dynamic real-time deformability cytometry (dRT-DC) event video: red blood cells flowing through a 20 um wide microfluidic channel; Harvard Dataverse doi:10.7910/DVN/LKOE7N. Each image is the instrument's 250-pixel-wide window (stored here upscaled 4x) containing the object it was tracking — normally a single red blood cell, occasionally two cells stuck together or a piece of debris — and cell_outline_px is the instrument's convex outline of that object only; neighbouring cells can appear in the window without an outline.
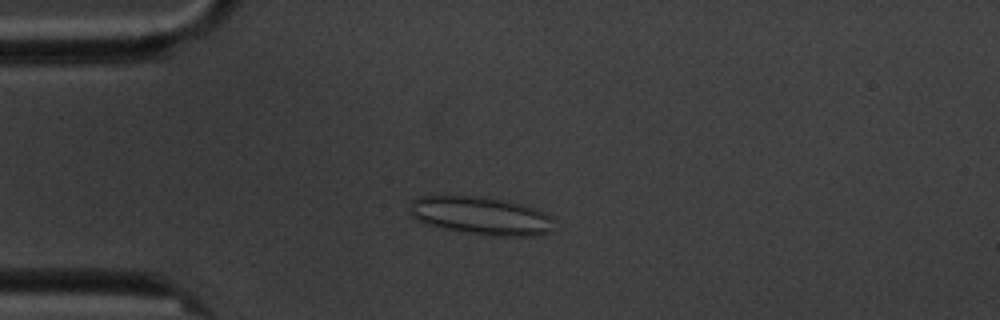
{"species": "common noctule bat (a hibernating species)", "species_latin": "Nyctalus noctula", "temperature_condition": "cold", "stored_images_in_passage": 10, "camera_frame_rate_fps": 3000, "um_per_image_px": 0.085, "animal": {"sex": "male", "body_mass_g": 20.1, "forearm_length_mm": 53.5}, "frame": {"image": 1, "passage_image": 4, "time_ms": 3.667, "image_size_px": [1000, 320], "cell_outline_px": [[552, 232], [540, 236], [500, 236], [468, 232], [444, 228], [424, 224], [416, 220], [412, 216], [408, 208], [408, 204], [412, 200], [420, 196], [488, 196], [520, 204], [544, 212], [552, 216]], "centroid_in_image_um": [40.87, 18.33], "position_along_channel_um": 44.1, "area_um2": 32.14}}
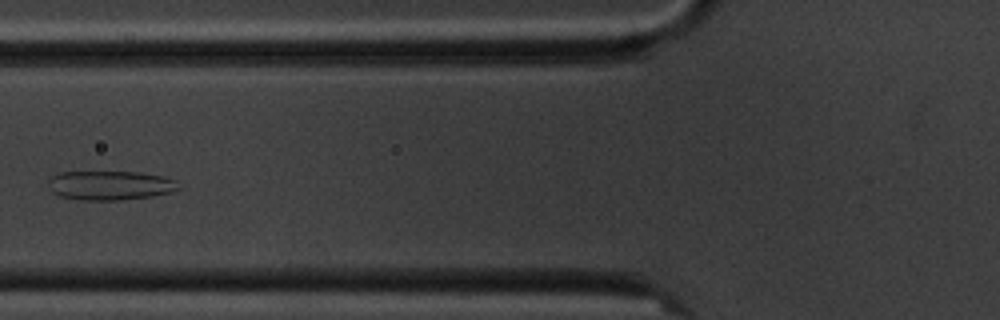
{"frame": {"image": 2, "passage_image": 6, "time_ms": 6.333, "image_size_px": [1000, 320], "cell_outline_px": [[180, 188], [172, 192], [152, 196], [120, 200], [80, 200], [60, 196], [52, 192], [48, 188], [48, 180], [52, 176], [60, 172], [140, 172], [164, 176], [176, 180]], "centroid_in_image_um": [9.36, 15.76], "position_along_channel_um": 116.4, "area_um2": 22.37}}
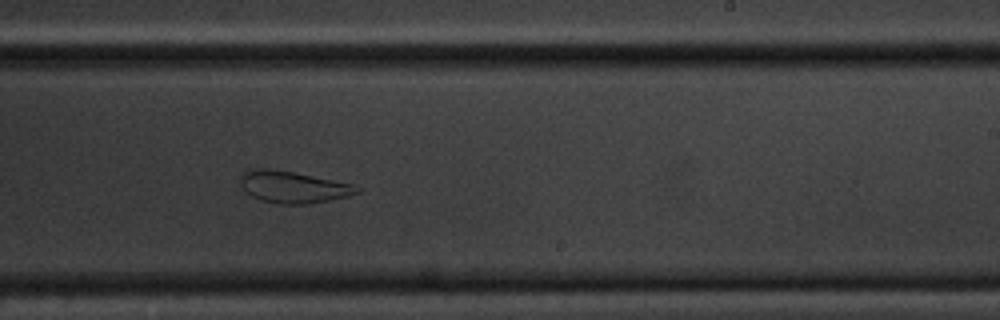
{"frame": {"image": 3, "passage_image": 10, "time_ms": 10.667, "image_size_px": [1000, 320], "cell_outline_px": [[360, 192], [348, 196], [308, 204], [280, 204], [260, 200], [244, 192], [236, 180], [244, 172], [260, 168], [268, 168], [292, 172], [352, 184], [360, 188]], "centroid_in_image_um": [24.84, 15.9], "position_along_channel_um": 264.2, "area_um2": 21.56}}